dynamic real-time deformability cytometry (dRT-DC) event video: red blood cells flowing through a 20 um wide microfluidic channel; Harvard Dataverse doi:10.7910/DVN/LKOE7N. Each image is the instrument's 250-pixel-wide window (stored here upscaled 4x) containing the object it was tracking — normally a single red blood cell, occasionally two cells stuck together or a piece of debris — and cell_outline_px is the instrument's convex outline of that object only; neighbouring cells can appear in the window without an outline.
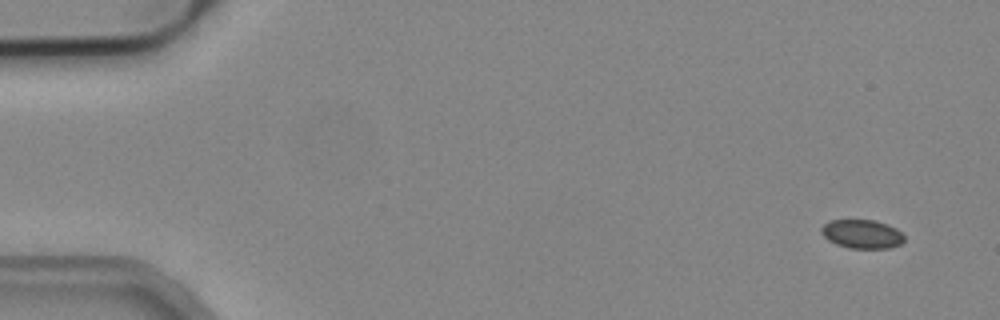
{"species": "common noctule bat (a hibernating species)", "species_latin": "Nyctalus noctula", "temperature_condition": "cold", "stored_images_in_passage": 5, "segment_of_instrument_passage": [1, 2], "camera_frame_rate_fps": 3000, "um_per_image_px": 0.085, "animal": {"sex": "male", "body_mass_g": 19.2, "forearm_length_mm": 51.8}, "frame": {"image": 1, "passage_image": 1, "time_ms": 0.0, "image_size_px": [1000, 320], "cell_outline_px": [[904, 240], [900, 244], [888, 248], [848, 248], [836, 244], [828, 240], [820, 232], [820, 228], [828, 220], [876, 220], [888, 224], [896, 228], [904, 236]], "centroid_in_image_um": [73.25, 19.88], "position_along_channel_um": 11.8, "area_um2": 13.99}}